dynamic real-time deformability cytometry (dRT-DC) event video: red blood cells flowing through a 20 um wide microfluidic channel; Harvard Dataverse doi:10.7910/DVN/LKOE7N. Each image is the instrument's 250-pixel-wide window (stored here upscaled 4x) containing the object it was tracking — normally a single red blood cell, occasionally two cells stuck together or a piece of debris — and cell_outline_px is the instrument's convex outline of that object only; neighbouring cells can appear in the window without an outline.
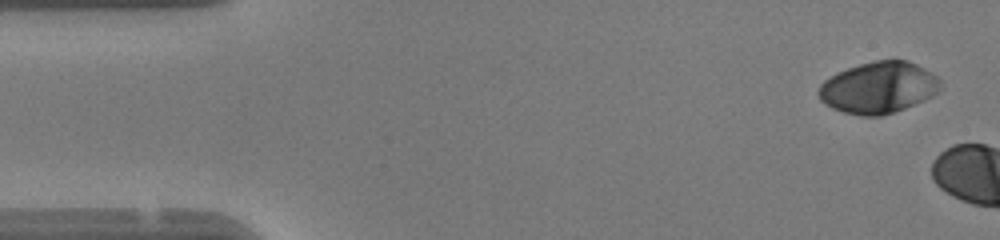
{"species": "human", "species_latin": "Homo sapiens", "temperature_condition": "warm", "stored_images_in_passage": 6, "camera_frame_rate_fps": 3000, "um_per_image_px": 0.085, "donor": {"sex": "female"}, "frame": {"image": 1, "passage_image": 2, "time_ms": 0.333, "image_size_px": [1000, 240], "cell_outline_px": [[940, 92], [924, 100], [904, 108], [880, 116], [860, 116], [844, 112], [832, 108], [824, 104], [820, 100], [816, 92], [820, 84], [824, 80], [836, 72], [860, 64], [876, 60], [908, 60], [932, 72], [940, 80]], "centroid_in_image_um": [74.65, 7.44], "position_along_channel_um": 10.4, "area_um2": 36.7}}